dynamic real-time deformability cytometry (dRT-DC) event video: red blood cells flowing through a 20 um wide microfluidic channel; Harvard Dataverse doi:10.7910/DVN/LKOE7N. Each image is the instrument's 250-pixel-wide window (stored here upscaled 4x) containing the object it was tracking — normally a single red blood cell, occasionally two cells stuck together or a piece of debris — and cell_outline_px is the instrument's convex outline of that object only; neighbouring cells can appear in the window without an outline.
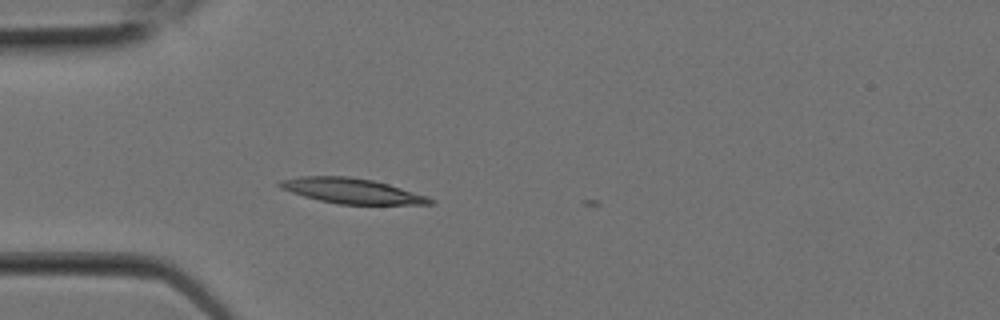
{"species": "Egyptian fruit bat (a non-hibernating species)", "species_latin": "Rousettus aegyptiacus", "temperature_condition": "room temperature", "stored_images_in_passage": 2, "camera_frame_rate_fps": 3000, "um_per_image_px": 0.085, "animal": {"sex": "female"}, "frame": {"image": 1, "passage_image": 2, "time_ms": 0.333, "image_size_px": [1000, 320], "cell_outline_px": [[436, 204], [340, 204], [320, 200], [304, 196], [280, 188], [276, 184], [280, 180], [300, 176], [348, 176], [372, 180], [388, 184], [428, 196], [436, 200]], "centroid_in_image_um": [29.92, 16.22], "position_along_channel_um": 55.1, "area_um2": 21.96}}